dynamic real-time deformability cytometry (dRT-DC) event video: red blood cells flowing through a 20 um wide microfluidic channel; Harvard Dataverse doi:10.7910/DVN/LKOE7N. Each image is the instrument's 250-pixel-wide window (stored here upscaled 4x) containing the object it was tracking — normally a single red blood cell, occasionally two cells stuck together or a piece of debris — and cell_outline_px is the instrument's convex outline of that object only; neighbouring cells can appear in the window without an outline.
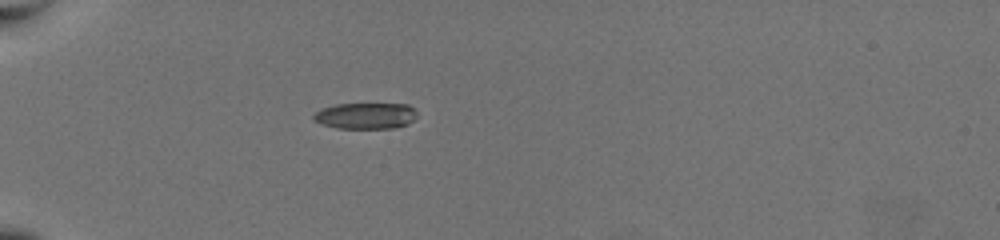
{"species": "common noctule bat (a hibernating species)", "species_latin": "Nyctalus noctula", "temperature_condition": "warm", "stored_images_in_passage": 39, "camera_frame_rate_fps": 3000, "um_per_image_px": 0.085, "animal": {"sex": "female", "body_mass_g": 19.5, "forearm_length_mm": 54.1}, "frame": {"image": 1, "passage_image": 1, "time_ms": 0.0, "image_size_px": [1000, 240], "cell_outline_px": [[416, 116], [408, 124], [392, 128], [340, 128], [324, 124], [312, 120], [312, 116], [320, 108], [336, 104], [408, 104], [416, 112]], "centroid_in_image_um": [31.05, 9.83], "position_along_channel_um": 53.9, "area_um2": 15.66}}
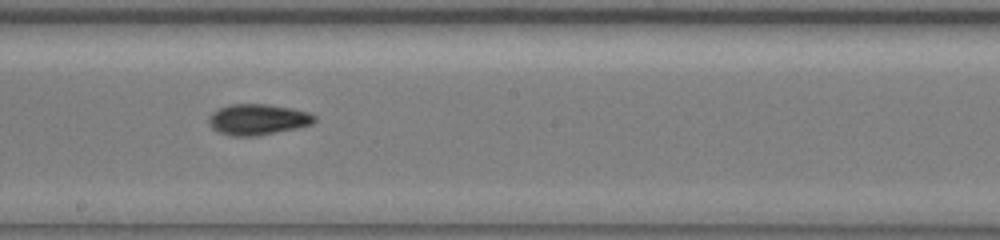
{"frame": {"image": 2, "passage_image": 17, "time_ms": 5.333, "image_size_px": [1000, 240], "cell_outline_px": [[316, 120], [312, 124], [296, 128], [256, 136], [232, 136], [220, 132], [212, 128], [208, 120], [212, 112], [220, 108], [232, 104], [268, 104], [292, 108], [308, 112], [316, 116]], "centroid_in_image_um": [21.93, 10.15], "position_along_channel_um": 226.3, "area_um2": 18.9}}
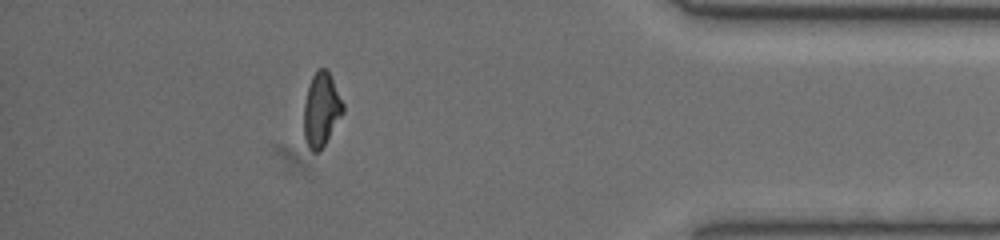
{"frame": {"image": 3, "passage_image": 34, "time_ms": 11.0, "image_size_px": [1000, 240], "cell_outline_px": [[344, 112], [320, 152], [312, 152], [308, 148], [304, 136], [304, 104], [308, 88], [312, 76], [316, 68], [324, 68], [328, 72], [344, 104]], "centroid_in_image_um": [27.3, 9.35], "position_along_channel_um": 407.9, "area_um2": 16.76}, "authors_computed_cell_mechanics": {"area_um2": 17.8602, "velocity_mm_per_s": 3.7522, "shape_relaxation_time_tau1_ms": 5.6781, "shape_relaxation_time_tau2_ms": 2.4968, "deformation_change_tau1": 0.1641, "deformation_change_tau2": 0.0857}}